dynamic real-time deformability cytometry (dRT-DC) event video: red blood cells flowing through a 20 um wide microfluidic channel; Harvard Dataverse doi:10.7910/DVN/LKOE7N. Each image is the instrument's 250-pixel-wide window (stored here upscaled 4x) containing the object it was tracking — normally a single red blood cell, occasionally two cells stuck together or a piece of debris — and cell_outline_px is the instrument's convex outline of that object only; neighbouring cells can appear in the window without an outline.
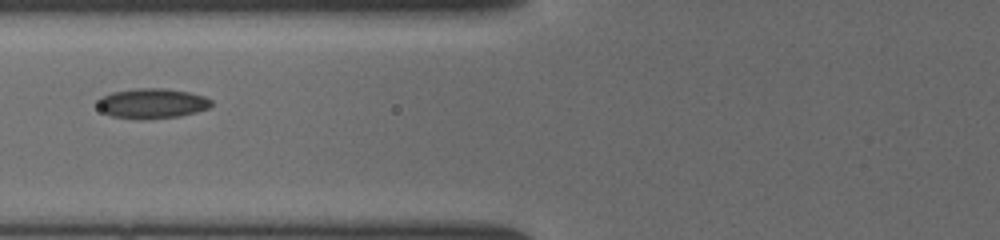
{"species": "common noctule bat (a hibernating species)", "species_latin": "Nyctalus noctula", "temperature_condition": "cold", "stored_images_in_passage": 9, "camera_frame_rate_fps": 3000, "um_per_image_px": 0.085, "animal": {"sex": "female", "body_mass_g": 19.5, "forearm_length_mm": 54.1}, "frame": {"image": 1, "passage_image": 8, "time_ms": 7.667, "image_size_px": [1000, 240], "cell_outline_px": [[212, 104], [208, 108], [196, 112], [180, 116], [112, 116], [104, 112], [96, 104], [96, 100], [100, 96], [112, 92], [136, 88], [164, 88], [188, 92], [204, 96], [212, 100]], "centroid_in_image_um": [12.93, 8.73], "position_along_channel_um": 112.9, "area_um2": 19.07}}
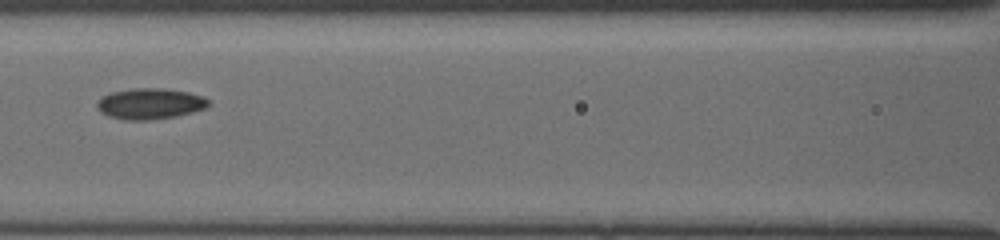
{"frame": {"image": 2, "passage_image": 9, "time_ms": 8.667, "image_size_px": [1000, 240], "cell_outline_px": [[208, 104], [204, 108], [192, 112], [172, 116], [144, 120], [132, 120], [112, 116], [100, 112], [96, 104], [96, 100], [100, 96], [112, 92], [132, 88], [164, 88], [188, 92], [204, 96], [208, 100]], "centroid_in_image_um": [12.72, 8.78], "position_along_channel_um": 153.9, "area_um2": 19.77}}